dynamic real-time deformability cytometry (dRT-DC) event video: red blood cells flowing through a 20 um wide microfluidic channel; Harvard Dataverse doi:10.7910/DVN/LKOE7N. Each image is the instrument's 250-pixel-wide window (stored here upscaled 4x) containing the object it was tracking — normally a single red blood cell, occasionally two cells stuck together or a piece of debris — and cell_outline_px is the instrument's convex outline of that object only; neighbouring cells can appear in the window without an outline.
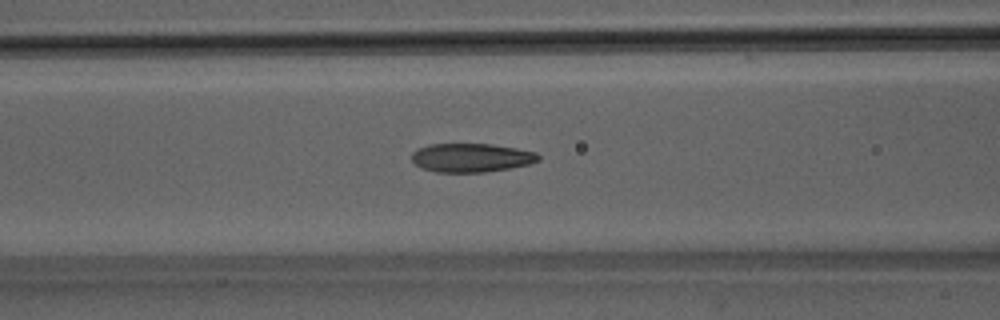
{"species": "Egyptian fruit bat (a non-hibernating species)", "species_latin": "Rousettus aegyptiacus", "temperature_condition": "room temperature", "stored_images_in_passage": 51, "camera_frame_rate_fps": 3000, "um_per_image_px": 0.085, "animal": {"sex": "male"}, "frame": {"image": 1, "passage_image": 21, "time_ms": 6.667, "image_size_px": [1000, 320], "cell_outline_px": [[540, 160], [528, 164], [508, 168], [484, 172], [436, 172], [420, 168], [412, 160], [412, 152], [416, 148], [428, 144], [492, 144], [516, 148], [536, 152], [540, 156]], "centroid_in_image_um": [40.02, 13.4], "position_along_channel_um": 126.6, "area_um2": 21.27}}
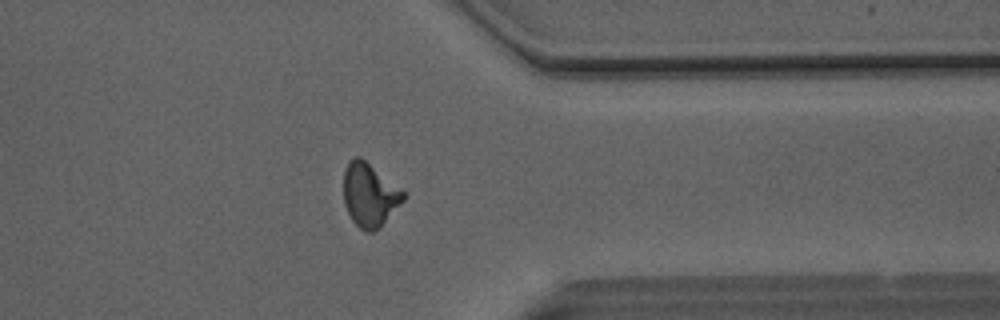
{"frame": {"image": 2, "passage_image": 40, "time_ms": 13.0, "image_size_px": [1000, 320], "cell_outline_px": [[408, 196], [372, 232], [364, 232], [352, 220], [344, 204], [344, 168], [348, 160], [356, 156], [360, 156], [408, 192]], "centroid_in_image_um": [31.42, 16.5], "position_along_channel_um": 380.0, "area_um2": 22.2}}
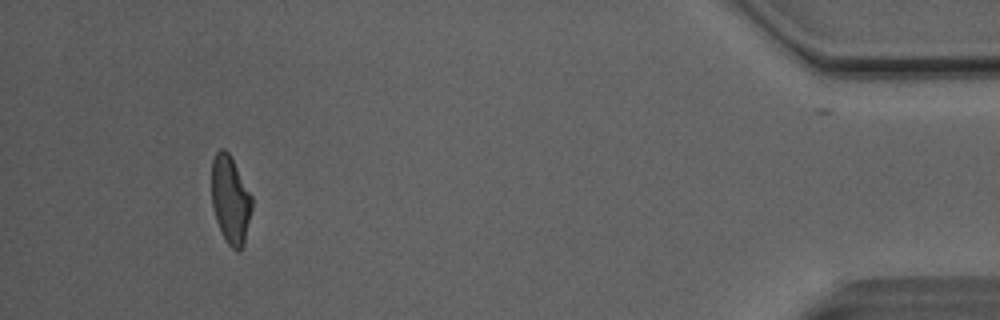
{"frame": {"image": 3, "passage_image": 47, "time_ms": 15.333, "image_size_px": [1000, 320], "cell_outline_px": [[252, 208], [244, 244], [236, 252], [228, 244], [216, 220], [212, 208], [212, 160], [216, 152], [220, 148], [224, 148], [228, 152], [252, 196]], "centroid_in_image_um": [19.58, 16.97], "position_along_channel_um": 415.6, "area_um2": 20.4}, "authors_computed_cell_mechanics": {"area_um2": 21.6172, "velocity_mm_per_s": 4.1116, "shape_relaxation_time_tau1_ms": 6.5542, "shape_relaxation_time_tau2_ms": 1.8921, "deformation_change_tau1": 0.1907, "deformation_change_tau2": 0.0817}}